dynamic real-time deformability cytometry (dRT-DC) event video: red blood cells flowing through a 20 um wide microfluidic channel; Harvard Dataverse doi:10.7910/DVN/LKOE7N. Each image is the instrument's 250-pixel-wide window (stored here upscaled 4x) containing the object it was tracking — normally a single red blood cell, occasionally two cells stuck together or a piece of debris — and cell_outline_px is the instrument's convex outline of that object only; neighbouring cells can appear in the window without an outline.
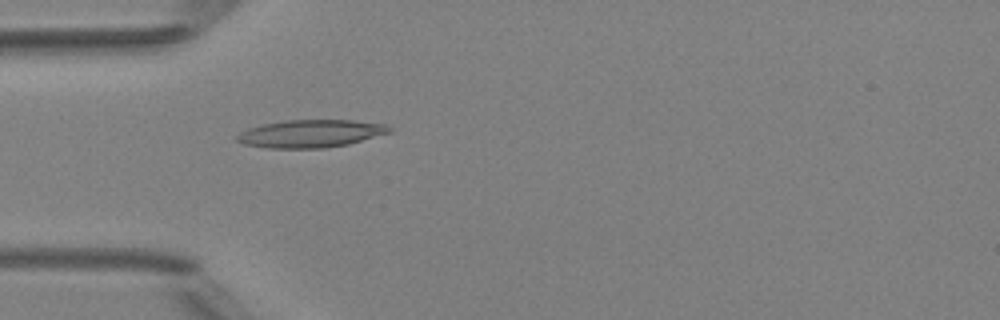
{"species": "Egyptian fruit bat (a non-hibernating species)", "species_latin": "Rousettus aegyptiacus", "temperature_condition": "room temperature", "stored_images_in_passage": 6, "camera_frame_rate_fps": 3000, "um_per_image_px": 0.085, "animal": {"sex": "female"}, "frame": {"image": 1, "passage_image": 6, "time_ms": 6.333, "image_size_px": [1000, 320], "cell_outline_px": [[392, 132], [348, 144], [324, 148], [268, 148], [244, 144], [236, 140], [236, 136], [240, 132], [248, 128], [264, 124], [284, 120], [352, 120], [388, 124], [392, 128]], "centroid_in_image_um": [26.43, 11.35], "position_along_channel_um": 58.6, "area_um2": 24.68}}